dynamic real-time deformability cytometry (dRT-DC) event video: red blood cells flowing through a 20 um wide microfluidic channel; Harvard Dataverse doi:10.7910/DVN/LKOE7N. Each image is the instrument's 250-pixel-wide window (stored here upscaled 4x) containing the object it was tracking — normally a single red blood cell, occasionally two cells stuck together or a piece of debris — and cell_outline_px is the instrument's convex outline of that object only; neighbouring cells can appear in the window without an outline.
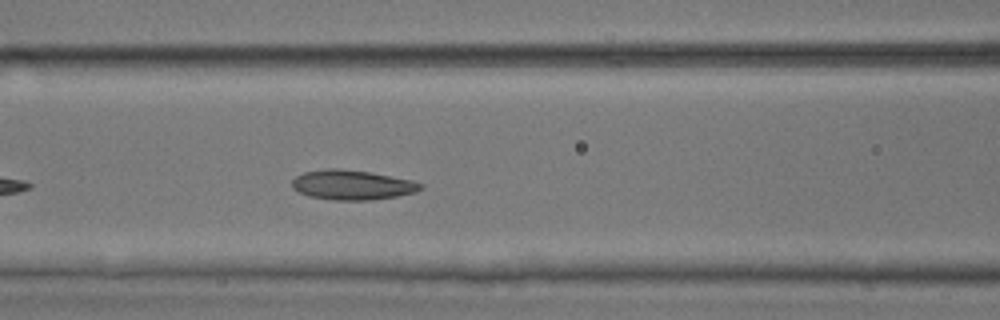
{"species": "common noctule bat (a hibernating species)", "species_latin": "Nyctalus noctula", "temperature_condition": "room temperature", "stored_images_in_passage": 38, "camera_frame_rate_fps": 3000, "um_per_image_px": 0.085, "animal": {"sex": "male", "body_mass_g": 17.9, "forearm_length_mm": 54.2}, "frame": {"image": 1, "passage_image": 9, "time_ms": 2.667, "image_size_px": [1000, 320], "cell_outline_px": [[424, 188], [416, 192], [396, 196], [372, 200], [336, 200], [308, 196], [292, 188], [292, 180], [296, 176], [304, 172], [324, 168], [340, 168], [368, 172], [412, 180], [424, 184]], "centroid_in_image_um": [29.94, 15.71], "position_along_channel_um": 136.7, "area_um2": 22.31}}
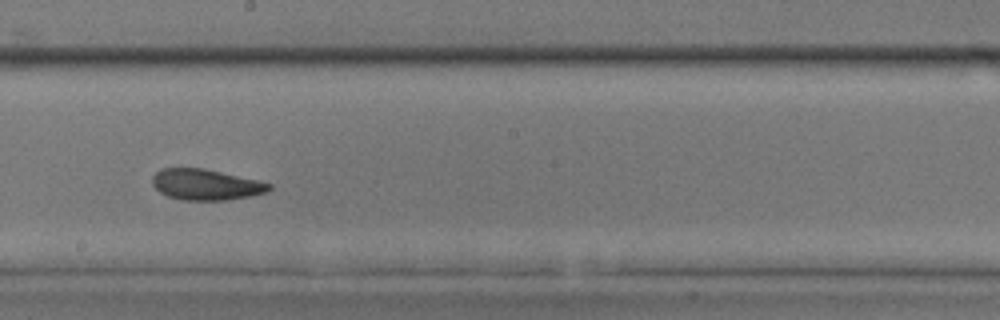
{"frame": {"image": 2, "passage_image": 16, "time_ms": 5.0, "image_size_px": [1000, 320], "cell_outline_px": [[272, 188], [264, 192], [252, 196], [228, 200], [184, 200], [168, 196], [160, 192], [152, 184], [152, 176], [160, 168], [204, 168], [256, 180], [272, 184]], "centroid_in_image_um": [17.47, 15.69], "position_along_channel_um": 230.7, "area_um2": 20.92}}
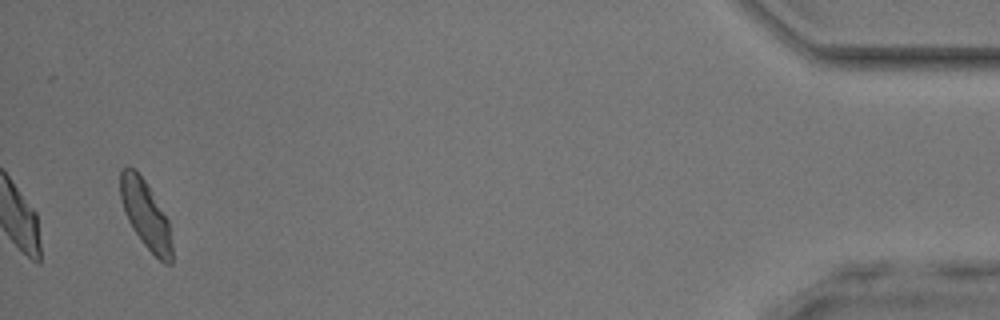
{"frame": {"image": 3, "passage_image": 36, "time_ms": 11.667, "image_size_px": [1000, 320], "cell_outline_px": [[172, 264], [164, 264], [140, 240], [132, 228], [124, 212], [120, 196], [120, 172], [128, 164], [144, 180], [168, 220], [172, 244]], "centroid_in_image_um": [12.37, 18.27], "position_along_channel_um": 422.8, "area_um2": 20.11}, "authors_computed_cell_mechanics": {"area_um2": 21.2993, "velocity_mm_per_s": 4.0608, "shape_relaxation_time_tau1_ms": 2.8693, "shape_relaxation_time_tau2_ms": 1.9597, "deformation_change_tau1": 0.1092, "deformation_change_tau2": 0.0811}}